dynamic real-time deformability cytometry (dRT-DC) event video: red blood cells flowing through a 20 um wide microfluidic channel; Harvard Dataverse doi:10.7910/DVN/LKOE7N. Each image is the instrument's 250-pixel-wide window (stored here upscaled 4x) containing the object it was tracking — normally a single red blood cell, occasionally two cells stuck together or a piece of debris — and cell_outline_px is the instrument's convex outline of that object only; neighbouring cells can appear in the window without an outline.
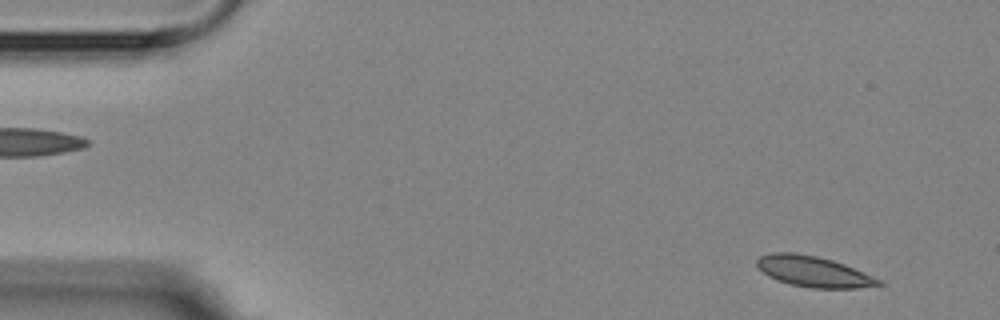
{"species": "Egyptian fruit bat (a non-hibernating species)", "species_latin": "Rousettus aegyptiacus", "temperature_condition": "room temperature", "stored_images_in_passage": 5, "camera_frame_rate_fps": 3000, "um_per_image_px": 0.085, "animal": {"sex": "female"}, "frame": {"image": 1, "passage_image": 1, "time_ms": 0.0, "image_size_px": [1000, 320], "cell_outline_px": [[884, 284], [856, 288], [812, 288], [788, 284], [776, 280], [768, 276], [756, 268], [756, 260], [760, 256], [772, 252], [796, 252], [816, 256], [832, 260], [844, 264], [884, 280]], "centroid_in_image_um": [69.12, 23.08], "position_along_channel_um": 15.9, "area_um2": 22.08}}
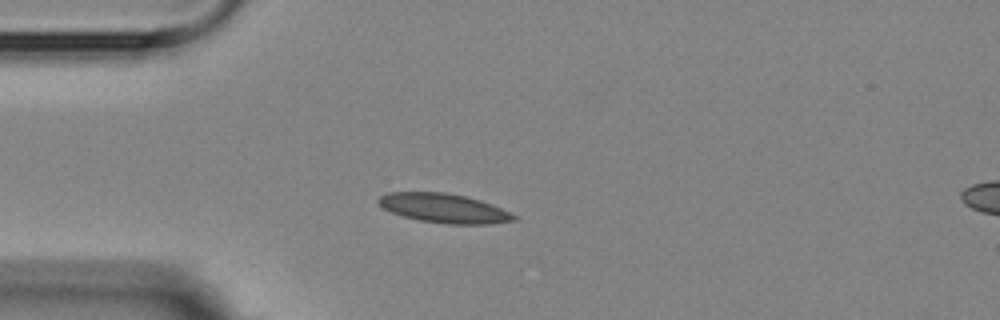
{"frame": {"image": 2, "passage_image": 4, "time_ms": 3.333, "image_size_px": [1000, 320], "cell_outline_px": [[520, 216], [516, 220], [492, 224], [448, 224], [420, 220], [404, 216], [392, 212], [384, 208], [376, 200], [380, 196], [388, 192], [444, 192], [464, 196], [480, 200], [492, 204]], "centroid_in_image_um": [37.79, 17.7], "position_along_channel_um": 47.2, "area_um2": 23.06}}